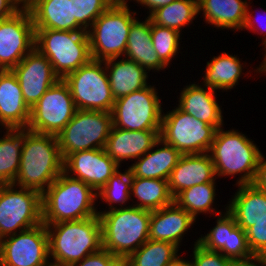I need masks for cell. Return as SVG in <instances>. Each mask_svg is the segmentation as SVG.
<instances>
[{
	"mask_svg": "<svg viewBox=\"0 0 266 266\" xmlns=\"http://www.w3.org/2000/svg\"><path fill=\"white\" fill-rule=\"evenodd\" d=\"M169 266H192L190 261H187L186 259H183L178 257L173 263H171Z\"/></svg>",
	"mask_w": 266,
	"mask_h": 266,
	"instance_id": "7dc6e473",
	"label": "cell"
},
{
	"mask_svg": "<svg viewBox=\"0 0 266 266\" xmlns=\"http://www.w3.org/2000/svg\"><path fill=\"white\" fill-rule=\"evenodd\" d=\"M20 9L14 0H0V20L14 15Z\"/></svg>",
	"mask_w": 266,
	"mask_h": 266,
	"instance_id": "ee69618b",
	"label": "cell"
},
{
	"mask_svg": "<svg viewBox=\"0 0 266 266\" xmlns=\"http://www.w3.org/2000/svg\"><path fill=\"white\" fill-rule=\"evenodd\" d=\"M248 0H198V14L213 27L242 31ZM236 29V30H235Z\"/></svg>",
	"mask_w": 266,
	"mask_h": 266,
	"instance_id": "f1b7e54d",
	"label": "cell"
},
{
	"mask_svg": "<svg viewBox=\"0 0 266 266\" xmlns=\"http://www.w3.org/2000/svg\"><path fill=\"white\" fill-rule=\"evenodd\" d=\"M249 4L247 3V11H246V16H245V21H244V24H243V27L242 29L244 30H249V31H253L254 33H257V34H260L262 35L263 33V36L265 35L264 39L262 40L263 42V46H266V25H263L262 24L260 25V28L258 29L259 26H256V24H258L256 21V18L253 17V13L254 12H250L249 11ZM263 13L266 14V12L264 11ZM256 20V21H255ZM262 26V27H261ZM264 30V31H263ZM257 31V32H256ZM265 32V33H264Z\"/></svg>",
	"mask_w": 266,
	"mask_h": 266,
	"instance_id": "b9f144b4",
	"label": "cell"
},
{
	"mask_svg": "<svg viewBox=\"0 0 266 266\" xmlns=\"http://www.w3.org/2000/svg\"><path fill=\"white\" fill-rule=\"evenodd\" d=\"M69 266H123V262L106 249L101 248L99 251L89 254L80 262Z\"/></svg>",
	"mask_w": 266,
	"mask_h": 266,
	"instance_id": "60d3db41",
	"label": "cell"
},
{
	"mask_svg": "<svg viewBox=\"0 0 266 266\" xmlns=\"http://www.w3.org/2000/svg\"><path fill=\"white\" fill-rule=\"evenodd\" d=\"M249 247L255 256L266 257V217L246 230Z\"/></svg>",
	"mask_w": 266,
	"mask_h": 266,
	"instance_id": "ab89813d",
	"label": "cell"
},
{
	"mask_svg": "<svg viewBox=\"0 0 266 266\" xmlns=\"http://www.w3.org/2000/svg\"><path fill=\"white\" fill-rule=\"evenodd\" d=\"M28 10L34 29L86 31L73 17L72 0H34Z\"/></svg>",
	"mask_w": 266,
	"mask_h": 266,
	"instance_id": "cb8c5ba5",
	"label": "cell"
},
{
	"mask_svg": "<svg viewBox=\"0 0 266 266\" xmlns=\"http://www.w3.org/2000/svg\"><path fill=\"white\" fill-rule=\"evenodd\" d=\"M174 1L176 0H139L137 3H140L142 5V8L143 6L147 8L149 10L148 13L150 15L159 7L171 4Z\"/></svg>",
	"mask_w": 266,
	"mask_h": 266,
	"instance_id": "bcb514c9",
	"label": "cell"
},
{
	"mask_svg": "<svg viewBox=\"0 0 266 266\" xmlns=\"http://www.w3.org/2000/svg\"><path fill=\"white\" fill-rule=\"evenodd\" d=\"M63 80L70 89L77 109L111 113L115 99L105 61L91 59L76 71L67 74Z\"/></svg>",
	"mask_w": 266,
	"mask_h": 266,
	"instance_id": "9c48e42d",
	"label": "cell"
},
{
	"mask_svg": "<svg viewBox=\"0 0 266 266\" xmlns=\"http://www.w3.org/2000/svg\"><path fill=\"white\" fill-rule=\"evenodd\" d=\"M102 248L122 262L149 239L151 211L132 205L110 211H98Z\"/></svg>",
	"mask_w": 266,
	"mask_h": 266,
	"instance_id": "277c9868",
	"label": "cell"
},
{
	"mask_svg": "<svg viewBox=\"0 0 266 266\" xmlns=\"http://www.w3.org/2000/svg\"><path fill=\"white\" fill-rule=\"evenodd\" d=\"M48 234L41 224L2 239L0 266H50Z\"/></svg>",
	"mask_w": 266,
	"mask_h": 266,
	"instance_id": "5bb4252c",
	"label": "cell"
},
{
	"mask_svg": "<svg viewBox=\"0 0 266 266\" xmlns=\"http://www.w3.org/2000/svg\"><path fill=\"white\" fill-rule=\"evenodd\" d=\"M15 188L14 184L0 185L2 239L42 223V194L28 188Z\"/></svg>",
	"mask_w": 266,
	"mask_h": 266,
	"instance_id": "30bf717a",
	"label": "cell"
},
{
	"mask_svg": "<svg viewBox=\"0 0 266 266\" xmlns=\"http://www.w3.org/2000/svg\"><path fill=\"white\" fill-rule=\"evenodd\" d=\"M114 4L127 5L128 0H112ZM135 1V0H134ZM139 0H136L138 2Z\"/></svg>",
	"mask_w": 266,
	"mask_h": 266,
	"instance_id": "f907efd6",
	"label": "cell"
},
{
	"mask_svg": "<svg viewBox=\"0 0 266 266\" xmlns=\"http://www.w3.org/2000/svg\"><path fill=\"white\" fill-rule=\"evenodd\" d=\"M214 180H216V174L209 153L182 154L170 173L168 187L175 198L187 188Z\"/></svg>",
	"mask_w": 266,
	"mask_h": 266,
	"instance_id": "d6986e66",
	"label": "cell"
},
{
	"mask_svg": "<svg viewBox=\"0 0 266 266\" xmlns=\"http://www.w3.org/2000/svg\"><path fill=\"white\" fill-rule=\"evenodd\" d=\"M215 93L213 88L205 85L189 84L180 93L178 107L194 118L219 129L223 126L224 120Z\"/></svg>",
	"mask_w": 266,
	"mask_h": 266,
	"instance_id": "603a6c76",
	"label": "cell"
},
{
	"mask_svg": "<svg viewBox=\"0 0 266 266\" xmlns=\"http://www.w3.org/2000/svg\"><path fill=\"white\" fill-rule=\"evenodd\" d=\"M198 241L199 239L195 241L193 248V260L190 261L192 266H232L233 260L220 252L205 249Z\"/></svg>",
	"mask_w": 266,
	"mask_h": 266,
	"instance_id": "f35d334b",
	"label": "cell"
},
{
	"mask_svg": "<svg viewBox=\"0 0 266 266\" xmlns=\"http://www.w3.org/2000/svg\"><path fill=\"white\" fill-rule=\"evenodd\" d=\"M264 50H265L264 60L261 62V64L259 65V67H257L256 72H258V73H262L263 72V74L264 73L266 74V46H265Z\"/></svg>",
	"mask_w": 266,
	"mask_h": 266,
	"instance_id": "c3c4849f",
	"label": "cell"
},
{
	"mask_svg": "<svg viewBox=\"0 0 266 266\" xmlns=\"http://www.w3.org/2000/svg\"><path fill=\"white\" fill-rule=\"evenodd\" d=\"M131 192L139 201L132 206L149 211L158 210L174 202L169 191L168 180L164 179L132 177Z\"/></svg>",
	"mask_w": 266,
	"mask_h": 266,
	"instance_id": "1f68e13d",
	"label": "cell"
},
{
	"mask_svg": "<svg viewBox=\"0 0 266 266\" xmlns=\"http://www.w3.org/2000/svg\"><path fill=\"white\" fill-rule=\"evenodd\" d=\"M215 180L213 182L203 183L192 186L181 191L175 198L174 202L186 210L195 220L197 215L213 213L219 215L222 212L215 210L213 204L216 196Z\"/></svg>",
	"mask_w": 266,
	"mask_h": 266,
	"instance_id": "e575fe53",
	"label": "cell"
},
{
	"mask_svg": "<svg viewBox=\"0 0 266 266\" xmlns=\"http://www.w3.org/2000/svg\"><path fill=\"white\" fill-rule=\"evenodd\" d=\"M31 132L29 128H6L5 135L0 138V185L14 183L20 168L21 151Z\"/></svg>",
	"mask_w": 266,
	"mask_h": 266,
	"instance_id": "f546056e",
	"label": "cell"
},
{
	"mask_svg": "<svg viewBox=\"0 0 266 266\" xmlns=\"http://www.w3.org/2000/svg\"><path fill=\"white\" fill-rule=\"evenodd\" d=\"M156 90L149 84L116 99L111 111L113 126L129 131L161 130L163 110Z\"/></svg>",
	"mask_w": 266,
	"mask_h": 266,
	"instance_id": "7c38bea8",
	"label": "cell"
},
{
	"mask_svg": "<svg viewBox=\"0 0 266 266\" xmlns=\"http://www.w3.org/2000/svg\"><path fill=\"white\" fill-rule=\"evenodd\" d=\"M76 111L67 83L59 79L30 109L27 128L35 133L57 135Z\"/></svg>",
	"mask_w": 266,
	"mask_h": 266,
	"instance_id": "4fadbf2b",
	"label": "cell"
},
{
	"mask_svg": "<svg viewBox=\"0 0 266 266\" xmlns=\"http://www.w3.org/2000/svg\"><path fill=\"white\" fill-rule=\"evenodd\" d=\"M112 126L110 112L77 109L56 135L63 160L71 153L105 148Z\"/></svg>",
	"mask_w": 266,
	"mask_h": 266,
	"instance_id": "ba28073f",
	"label": "cell"
},
{
	"mask_svg": "<svg viewBox=\"0 0 266 266\" xmlns=\"http://www.w3.org/2000/svg\"><path fill=\"white\" fill-rule=\"evenodd\" d=\"M1 248H2V238L0 237V262H1Z\"/></svg>",
	"mask_w": 266,
	"mask_h": 266,
	"instance_id": "816d5d0a",
	"label": "cell"
},
{
	"mask_svg": "<svg viewBox=\"0 0 266 266\" xmlns=\"http://www.w3.org/2000/svg\"><path fill=\"white\" fill-rule=\"evenodd\" d=\"M216 223L207 235L198 238L201 246L220 252L231 260H245L255 256L249 247L246 231L237 225L227 210L217 215Z\"/></svg>",
	"mask_w": 266,
	"mask_h": 266,
	"instance_id": "ac0fdd59",
	"label": "cell"
},
{
	"mask_svg": "<svg viewBox=\"0 0 266 266\" xmlns=\"http://www.w3.org/2000/svg\"><path fill=\"white\" fill-rule=\"evenodd\" d=\"M181 155L177 149L160 138L148 152L129 166L132 177L168 180Z\"/></svg>",
	"mask_w": 266,
	"mask_h": 266,
	"instance_id": "d4e9b609",
	"label": "cell"
},
{
	"mask_svg": "<svg viewBox=\"0 0 266 266\" xmlns=\"http://www.w3.org/2000/svg\"><path fill=\"white\" fill-rule=\"evenodd\" d=\"M131 181L132 173L129 167L127 170H125V172H121V170L118 169L108 179L106 185L97 192V199L100 197L101 201L103 200L109 206L108 210L106 211L116 209L117 205H119L118 208L129 207L125 205L129 199L133 200L131 198ZM112 204L117 205L113 206Z\"/></svg>",
	"mask_w": 266,
	"mask_h": 266,
	"instance_id": "d590c367",
	"label": "cell"
},
{
	"mask_svg": "<svg viewBox=\"0 0 266 266\" xmlns=\"http://www.w3.org/2000/svg\"><path fill=\"white\" fill-rule=\"evenodd\" d=\"M34 47L48 58L60 79L92 59L87 31L35 29Z\"/></svg>",
	"mask_w": 266,
	"mask_h": 266,
	"instance_id": "8992f818",
	"label": "cell"
},
{
	"mask_svg": "<svg viewBox=\"0 0 266 266\" xmlns=\"http://www.w3.org/2000/svg\"><path fill=\"white\" fill-rule=\"evenodd\" d=\"M45 225L51 265L69 266L102 248L99 215Z\"/></svg>",
	"mask_w": 266,
	"mask_h": 266,
	"instance_id": "6da1fadb",
	"label": "cell"
},
{
	"mask_svg": "<svg viewBox=\"0 0 266 266\" xmlns=\"http://www.w3.org/2000/svg\"><path fill=\"white\" fill-rule=\"evenodd\" d=\"M112 4V0H72L73 17L87 31Z\"/></svg>",
	"mask_w": 266,
	"mask_h": 266,
	"instance_id": "74e56055",
	"label": "cell"
},
{
	"mask_svg": "<svg viewBox=\"0 0 266 266\" xmlns=\"http://www.w3.org/2000/svg\"><path fill=\"white\" fill-rule=\"evenodd\" d=\"M63 162L56 135L31 132L21 151L13 184L42 194L63 172Z\"/></svg>",
	"mask_w": 266,
	"mask_h": 266,
	"instance_id": "7a4b0ae2",
	"label": "cell"
},
{
	"mask_svg": "<svg viewBox=\"0 0 266 266\" xmlns=\"http://www.w3.org/2000/svg\"><path fill=\"white\" fill-rule=\"evenodd\" d=\"M30 108L25 103L20 84L12 70H0V126L27 128Z\"/></svg>",
	"mask_w": 266,
	"mask_h": 266,
	"instance_id": "ffe728a7",
	"label": "cell"
},
{
	"mask_svg": "<svg viewBox=\"0 0 266 266\" xmlns=\"http://www.w3.org/2000/svg\"><path fill=\"white\" fill-rule=\"evenodd\" d=\"M97 193L81 180L62 172L42 193V222L78 221L98 215Z\"/></svg>",
	"mask_w": 266,
	"mask_h": 266,
	"instance_id": "3957f363",
	"label": "cell"
},
{
	"mask_svg": "<svg viewBox=\"0 0 266 266\" xmlns=\"http://www.w3.org/2000/svg\"><path fill=\"white\" fill-rule=\"evenodd\" d=\"M124 57L135 61L144 67L148 72L150 70H163L167 66L159 59L153 48L151 39V20L147 16L145 21L138 18L132 23L127 39V46Z\"/></svg>",
	"mask_w": 266,
	"mask_h": 266,
	"instance_id": "83f0119b",
	"label": "cell"
},
{
	"mask_svg": "<svg viewBox=\"0 0 266 266\" xmlns=\"http://www.w3.org/2000/svg\"><path fill=\"white\" fill-rule=\"evenodd\" d=\"M181 33L175 29L153 24L151 21V39L159 59L168 66L177 55Z\"/></svg>",
	"mask_w": 266,
	"mask_h": 266,
	"instance_id": "8d00e7d4",
	"label": "cell"
},
{
	"mask_svg": "<svg viewBox=\"0 0 266 266\" xmlns=\"http://www.w3.org/2000/svg\"><path fill=\"white\" fill-rule=\"evenodd\" d=\"M242 68L243 63L237 56L223 52L207 62L202 84L218 91L231 90L239 82L244 71Z\"/></svg>",
	"mask_w": 266,
	"mask_h": 266,
	"instance_id": "4dcf8cb0",
	"label": "cell"
},
{
	"mask_svg": "<svg viewBox=\"0 0 266 266\" xmlns=\"http://www.w3.org/2000/svg\"><path fill=\"white\" fill-rule=\"evenodd\" d=\"M119 166L105 148L79 151L69 154L63 162V172L81 180L96 193L106 185Z\"/></svg>",
	"mask_w": 266,
	"mask_h": 266,
	"instance_id": "2e32d148",
	"label": "cell"
},
{
	"mask_svg": "<svg viewBox=\"0 0 266 266\" xmlns=\"http://www.w3.org/2000/svg\"><path fill=\"white\" fill-rule=\"evenodd\" d=\"M251 140L238 130L217 129L208 152L217 178L239 174L236 185L253 183L261 151Z\"/></svg>",
	"mask_w": 266,
	"mask_h": 266,
	"instance_id": "5b68a950",
	"label": "cell"
},
{
	"mask_svg": "<svg viewBox=\"0 0 266 266\" xmlns=\"http://www.w3.org/2000/svg\"><path fill=\"white\" fill-rule=\"evenodd\" d=\"M175 107L163 112L160 138L181 154L208 153L217 128Z\"/></svg>",
	"mask_w": 266,
	"mask_h": 266,
	"instance_id": "8fae6325",
	"label": "cell"
},
{
	"mask_svg": "<svg viewBox=\"0 0 266 266\" xmlns=\"http://www.w3.org/2000/svg\"><path fill=\"white\" fill-rule=\"evenodd\" d=\"M35 29L28 8L0 20V70H12L34 48Z\"/></svg>",
	"mask_w": 266,
	"mask_h": 266,
	"instance_id": "9a60e30c",
	"label": "cell"
},
{
	"mask_svg": "<svg viewBox=\"0 0 266 266\" xmlns=\"http://www.w3.org/2000/svg\"><path fill=\"white\" fill-rule=\"evenodd\" d=\"M237 186L238 191L225 209L234 217L237 225L246 231L254 222L266 217V193L253 183Z\"/></svg>",
	"mask_w": 266,
	"mask_h": 266,
	"instance_id": "484cf974",
	"label": "cell"
},
{
	"mask_svg": "<svg viewBox=\"0 0 266 266\" xmlns=\"http://www.w3.org/2000/svg\"><path fill=\"white\" fill-rule=\"evenodd\" d=\"M196 220L175 202L158 210L151 211L149 240L165 241L181 245L182 238Z\"/></svg>",
	"mask_w": 266,
	"mask_h": 266,
	"instance_id": "7402d4cb",
	"label": "cell"
},
{
	"mask_svg": "<svg viewBox=\"0 0 266 266\" xmlns=\"http://www.w3.org/2000/svg\"><path fill=\"white\" fill-rule=\"evenodd\" d=\"M14 1L21 8H28L34 2V0H14Z\"/></svg>",
	"mask_w": 266,
	"mask_h": 266,
	"instance_id": "681fc988",
	"label": "cell"
},
{
	"mask_svg": "<svg viewBox=\"0 0 266 266\" xmlns=\"http://www.w3.org/2000/svg\"><path fill=\"white\" fill-rule=\"evenodd\" d=\"M12 71L17 77L25 103L30 109L60 79L48 58L35 47Z\"/></svg>",
	"mask_w": 266,
	"mask_h": 266,
	"instance_id": "e0dca14e",
	"label": "cell"
},
{
	"mask_svg": "<svg viewBox=\"0 0 266 266\" xmlns=\"http://www.w3.org/2000/svg\"><path fill=\"white\" fill-rule=\"evenodd\" d=\"M161 130L129 131L112 126L106 153L120 166L122 161L138 159L160 139Z\"/></svg>",
	"mask_w": 266,
	"mask_h": 266,
	"instance_id": "44dd1931",
	"label": "cell"
},
{
	"mask_svg": "<svg viewBox=\"0 0 266 266\" xmlns=\"http://www.w3.org/2000/svg\"><path fill=\"white\" fill-rule=\"evenodd\" d=\"M196 16L198 0H176L148 15L153 24L175 29L180 33L183 27L193 23Z\"/></svg>",
	"mask_w": 266,
	"mask_h": 266,
	"instance_id": "836d02e7",
	"label": "cell"
},
{
	"mask_svg": "<svg viewBox=\"0 0 266 266\" xmlns=\"http://www.w3.org/2000/svg\"><path fill=\"white\" fill-rule=\"evenodd\" d=\"M109 83L114 99L146 87L149 83L148 71L127 58H112L105 60Z\"/></svg>",
	"mask_w": 266,
	"mask_h": 266,
	"instance_id": "4316f807",
	"label": "cell"
},
{
	"mask_svg": "<svg viewBox=\"0 0 266 266\" xmlns=\"http://www.w3.org/2000/svg\"><path fill=\"white\" fill-rule=\"evenodd\" d=\"M232 266H266V257L254 256L245 260H233Z\"/></svg>",
	"mask_w": 266,
	"mask_h": 266,
	"instance_id": "f6af8a7d",
	"label": "cell"
},
{
	"mask_svg": "<svg viewBox=\"0 0 266 266\" xmlns=\"http://www.w3.org/2000/svg\"><path fill=\"white\" fill-rule=\"evenodd\" d=\"M253 184L266 193V160L262 153L258 161L257 172Z\"/></svg>",
	"mask_w": 266,
	"mask_h": 266,
	"instance_id": "7bdbcfd3",
	"label": "cell"
},
{
	"mask_svg": "<svg viewBox=\"0 0 266 266\" xmlns=\"http://www.w3.org/2000/svg\"><path fill=\"white\" fill-rule=\"evenodd\" d=\"M129 5L112 4L87 30L91 57L105 61L124 57L132 23L137 17Z\"/></svg>",
	"mask_w": 266,
	"mask_h": 266,
	"instance_id": "52a82bcc",
	"label": "cell"
},
{
	"mask_svg": "<svg viewBox=\"0 0 266 266\" xmlns=\"http://www.w3.org/2000/svg\"><path fill=\"white\" fill-rule=\"evenodd\" d=\"M178 251L173 243L148 239L123 261V266H169L180 257Z\"/></svg>",
	"mask_w": 266,
	"mask_h": 266,
	"instance_id": "d6a6232c",
	"label": "cell"
}]
</instances>
